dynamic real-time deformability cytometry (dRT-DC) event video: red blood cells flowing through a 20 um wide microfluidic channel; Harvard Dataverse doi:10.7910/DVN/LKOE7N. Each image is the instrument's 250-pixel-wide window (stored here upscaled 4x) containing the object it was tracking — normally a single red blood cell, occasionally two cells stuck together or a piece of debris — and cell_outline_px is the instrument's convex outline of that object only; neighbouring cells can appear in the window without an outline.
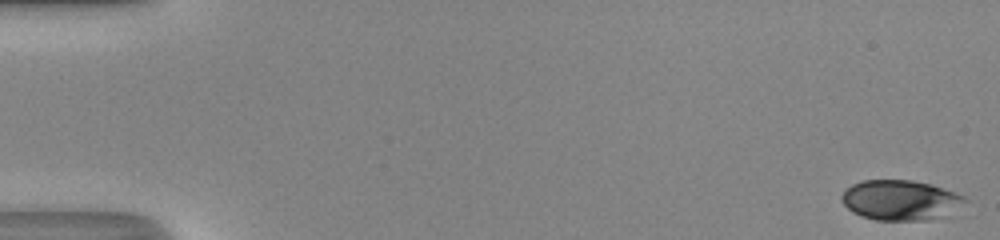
{"species": "human", "species_latin": "Homo sapiens", "temperature_condition": "room temperature", "stored_images_in_passage": 50, "camera_frame_rate_fps": 3000, "um_per_image_px": 0.085, "donor": {"sex": "male"}, "frame": {"image": 1, "passage_image": 1, "time_ms": 0.0, "image_size_px": [1000, 240], "cell_outline_px": [[968, 200], [924, 220], [876, 220], [860, 216], [852, 212], [844, 204], [840, 196], [844, 188], [852, 184], [864, 180], [912, 180], [932, 184], [964, 196]], "centroid_in_image_um": [76.37, 16.97], "position_along_channel_um": 8.6, "area_um2": 27.98}}
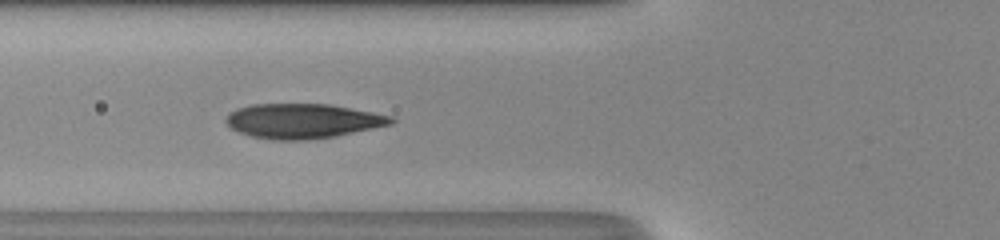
{"frame": {"image": 2, "passage_image": 20, "time_ms": 6.333, "image_size_px": [1000, 240], "cell_outline_px": [[396, 120], [392, 124], [336, 136], [308, 140], [272, 140], [252, 136], [240, 132], [232, 128], [224, 120], [236, 108], [252, 104], [328, 104], [372, 112], [392, 116]], "centroid_in_image_um": [25.74, 10.28], "position_along_channel_um": 100.1, "area_um2": 33.23}}
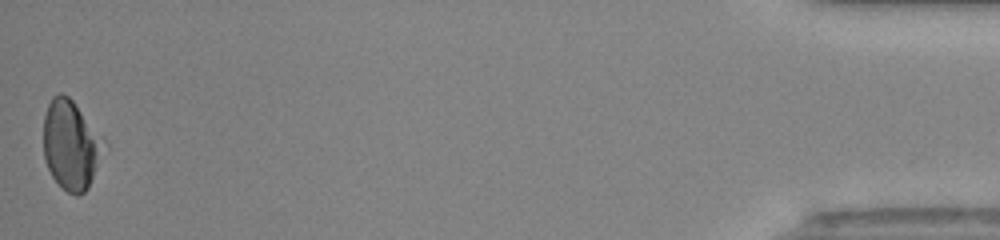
{"frame": {"image": 3, "passage_image": 50, "time_ms": 16.333, "image_size_px": [1000, 240], "cell_outline_px": [[108, 148], [88, 188], [84, 192], [76, 196], [68, 192], [52, 176], [44, 160], [44, 116], [48, 104], [52, 96], [60, 92], [68, 96], [72, 100], [104, 136], [108, 144]], "centroid_in_image_um": [6.09, 12.31], "position_along_channel_um": 429.1, "area_um2": 32.08}, "authors_computed_cell_mechanics": {"area_um2": 32.0501, "velocity_mm_per_s": 4.2252, "shape_relaxation_time_tau1_ms": 4.912, "shape_relaxation_time_tau2_ms": 0.9412, "deformation_change_tau1": 0.1506, "deformation_change_tau2": 0.0452}}